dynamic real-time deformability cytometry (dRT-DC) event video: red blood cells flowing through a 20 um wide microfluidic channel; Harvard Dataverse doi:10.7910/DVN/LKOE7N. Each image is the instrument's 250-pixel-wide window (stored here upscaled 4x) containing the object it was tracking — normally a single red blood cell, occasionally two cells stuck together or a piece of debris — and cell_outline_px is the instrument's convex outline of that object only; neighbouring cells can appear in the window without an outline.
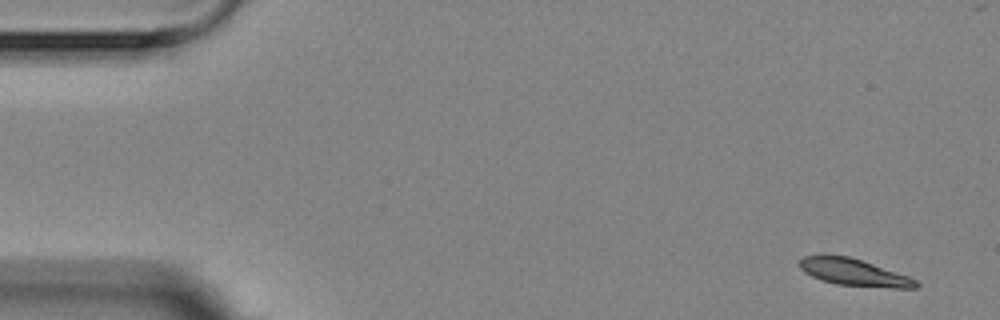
{"species": "Egyptian fruit bat (a non-hibernating species)", "species_latin": "Rousettus aegyptiacus", "temperature_condition": "room temperature", "stored_images_in_passage": 8, "camera_frame_rate_fps": 3000, "um_per_image_px": 0.085, "animal": {"sex": "female"}, "frame": {"image": 1, "passage_image": 1, "time_ms": 0.0, "image_size_px": [1000, 320], "cell_outline_px": [[920, 284], [916, 288], [892, 288], [836, 284], [812, 276], [804, 272], [800, 268], [800, 260], [804, 256], [848, 256], [908, 276], [916, 280]], "centroid_in_image_um": [72.61, 23.17], "position_along_channel_um": 12.4, "area_um2": 17.74}}
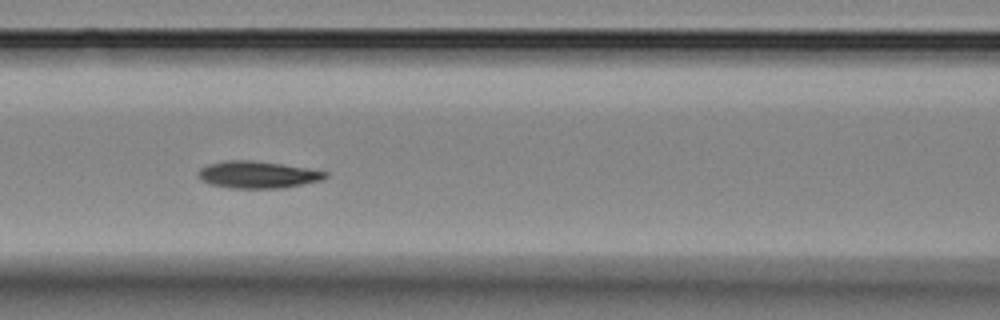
{"frame": {"image": 2, "passage_image": 7, "time_ms": 7.0, "image_size_px": [1000, 320], "cell_outline_px": [[328, 176], [320, 180], [284, 188], [232, 188], [212, 184], [196, 176], [196, 172], [200, 168], [208, 164], [228, 160], [252, 160], [308, 168], [328, 172]], "centroid_in_image_um": [21.88, 14.84], "position_along_channel_um": 144.7, "area_um2": 19.88}}
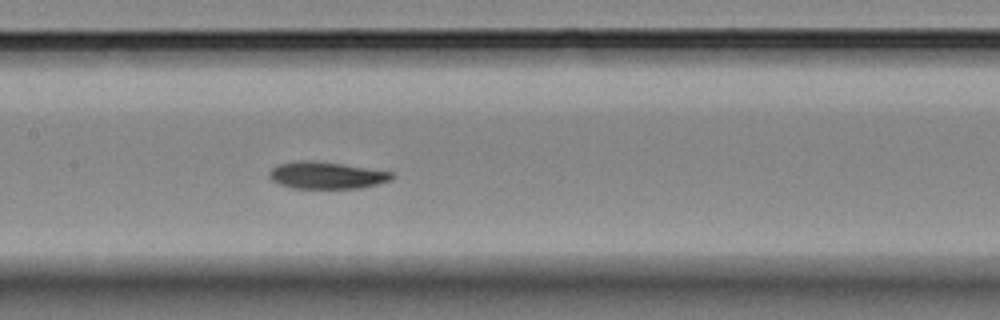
{"frame": {"image": 3, "passage_image": 8, "time_ms": 8.0, "image_size_px": [1000, 320], "cell_outline_px": [[396, 176], [392, 180], [360, 188], [292, 188], [280, 184], [272, 180], [268, 176], [268, 172], [272, 168], [280, 164], [296, 160], [312, 160], [344, 164], [392, 172]], "centroid_in_image_um": [27.75, 14.89], "position_along_channel_um": 179.6, "area_um2": 19.36}}